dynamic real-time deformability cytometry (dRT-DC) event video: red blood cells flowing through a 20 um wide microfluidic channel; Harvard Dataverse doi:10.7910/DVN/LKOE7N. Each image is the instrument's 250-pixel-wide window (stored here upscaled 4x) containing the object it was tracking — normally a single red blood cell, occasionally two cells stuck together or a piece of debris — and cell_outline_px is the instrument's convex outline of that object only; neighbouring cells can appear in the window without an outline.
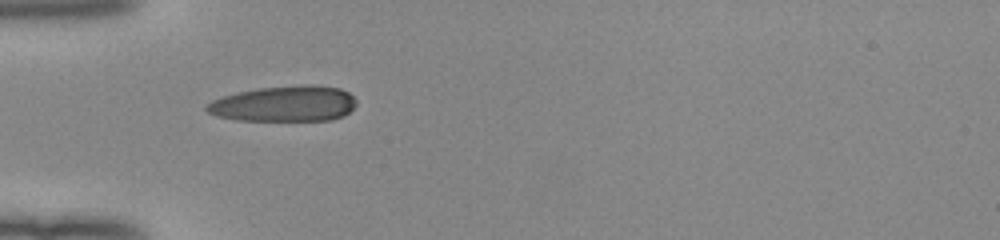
{"species": "human", "species_latin": "Homo sapiens", "temperature_condition": "room temperature", "stored_images_in_passage": 8, "camera_frame_rate_fps": 3000, "um_per_image_px": 0.085, "donor": {"sex": "female"}, "frame": {"image": 1, "passage_image": 1, "time_ms": 0.0, "image_size_px": [1000, 240], "cell_outline_px": [[356, 104], [344, 116], [332, 120], [236, 120], [216, 116], [208, 112], [204, 108], [212, 100], [236, 92], [260, 88], [304, 84], [312, 84], [340, 88], [348, 92], [356, 100]], "centroid_in_image_um": [24.17, 8.81], "position_along_channel_um": 60.8, "area_um2": 31.21}}
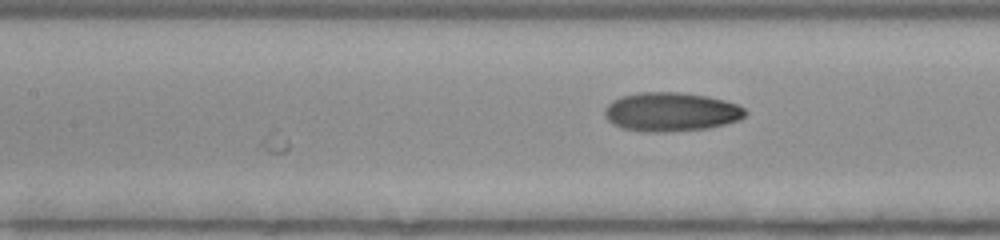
{"frame": {"image": 2, "passage_image": 8, "time_ms": 2.333, "image_size_px": [1000, 240], "cell_outline_px": [[748, 112], [740, 120], [708, 128], [664, 132], [644, 132], [620, 128], [612, 124], [604, 116], [604, 108], [612, 100], [620, 96], [640, 92], [680, 92], [708, 96], [724, 100], [736, 104], [744, 108]], "centroid_in_image_um": [57.0, 9.51], "position_along_channel_um": 150.4, "area_um2": 32.19}}